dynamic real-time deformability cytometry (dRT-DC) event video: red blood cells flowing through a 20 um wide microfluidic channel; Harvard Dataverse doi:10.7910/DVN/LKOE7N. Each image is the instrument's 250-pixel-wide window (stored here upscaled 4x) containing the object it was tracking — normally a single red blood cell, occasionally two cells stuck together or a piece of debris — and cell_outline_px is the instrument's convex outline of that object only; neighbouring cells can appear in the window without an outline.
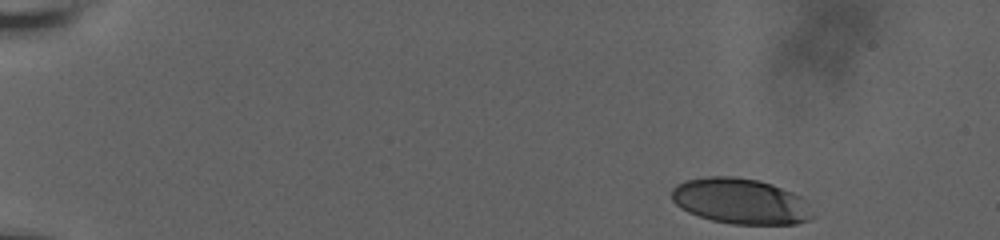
{"species": "human", "species_latin": "Homo sapiens", "temperature_condition": "room temperature", "stored_images_in_passage": 9, "camera_frame_rate_fps": 3000, "um_per_image_px": 0.085, "donor": {"sex": "male"}, "frame": {"image": 1, "passage_image": 1, "time_ms": 0.0, "image_size_px": [1000, 240], "cell_outline_px": [[820, 216], [796, 224], [732, 224], [712, 220], [688, 212], [680, 208], [672, 200], [672, 188], [676, 184], [684, 180], [708, 176], [732, 176], [756, 180], [772, 184], [792, 192], [800, 196]], "centroid_in_image_um": [62.98, 17.11], "position_along_channel_um": 22.0, "area_um2": 37.86}}
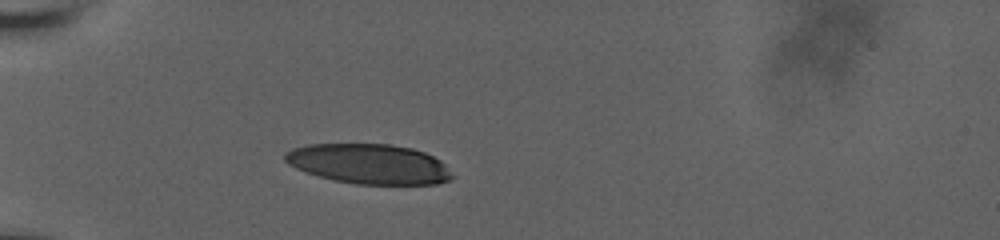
{"frame": {"image": 2, "passage_image": 6, "time_ms": 4.0, "image_size_px": [1000, 240], "cell_outline_px": [[456, 176], [452, 180], [436, 184], [356, 184], [336, 180], [320, 176], [296, 168], [288, 164], [284, 160], [284, 152], [292, 148], [308, 144], [388, 144], [412, 148], [424, 152], [440, 160]], "centroid_in_image_um": [31.39, 13.93], "position_along_channel_um": 53.6, "area_um2": 38.96}}
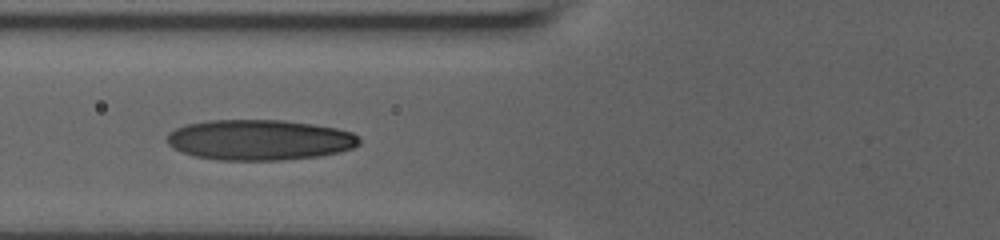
{"frame": {"image": 3, "passage_image": 8, "time_ms": 6.0, "image_size_px": [1000, 240], "cell_outline_px": [[360, 144], [352, 148], [320, 156], [284, 160], [220, 160], [196, 156], [180, 152], [172, 148], [168, 144], [168, 132], [176, 128], [188, 124], [208, 120], [284, 120], [312, 124], [336, 128], [352, 132], [360, 136]], "centroid_in_image_um": [22.06, 11.89], "position_along_channel_um": 103.7, "area_um2": 45.49}}